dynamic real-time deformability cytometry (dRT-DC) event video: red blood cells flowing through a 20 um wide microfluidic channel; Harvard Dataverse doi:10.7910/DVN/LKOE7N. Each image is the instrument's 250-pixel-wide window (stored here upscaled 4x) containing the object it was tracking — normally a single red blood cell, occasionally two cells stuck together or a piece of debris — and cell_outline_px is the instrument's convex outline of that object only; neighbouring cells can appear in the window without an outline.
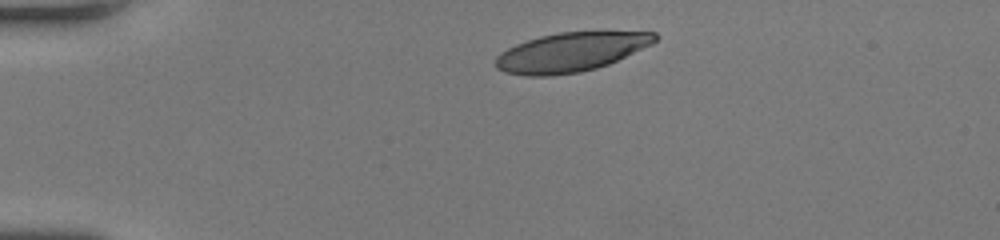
{"species": "human", "species_latin": "Homo sapiens", "temperature_condition": "room temperature", "stored_images_in_passage": 39, "camera_frame_rate_fps": 3000, "um_per_image_px": 0.085, "donor": {"sex": "female"}, "frame": {"image": 1, "passage_image": 1, "time_ms": 0.0, "image_size_px": [1000, 240], "cell_outline_px": [[660, 36], [652, 44], [608, 64], [596, 68], [580, 72], [552, 76], [528, 76], [504, 72], [496, 68], [496, 56], [500, 52], [516, 44], [540, 36], [560, 32], [656, 32]], "centroid_in_image_um": [48.5, 4.44], "position_along_channel_um": 36.5, "area_um2": 36.18}}
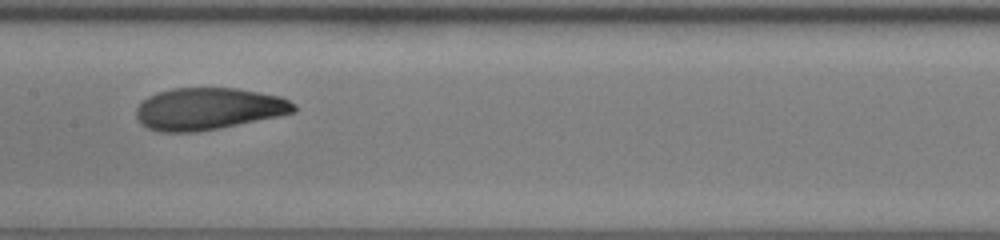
{"frame": {"image": 2, "passage_image": 16, "time_ms": 5.0, "image_size_px": [1000, 240], "cell_outline_px": [[296, 112], [220, 128], [196, 132], [156, 132], [140, 124], [136, 116], [136, 108], [148, 96], [156, 92], [172, 88], [236, 88], [260, 92], [280, 96], [296, 104]], "centroid_in_image_um": [17.69, 9.25], "position_along_channel_um": 189.7, "area_um2": 38.73}}
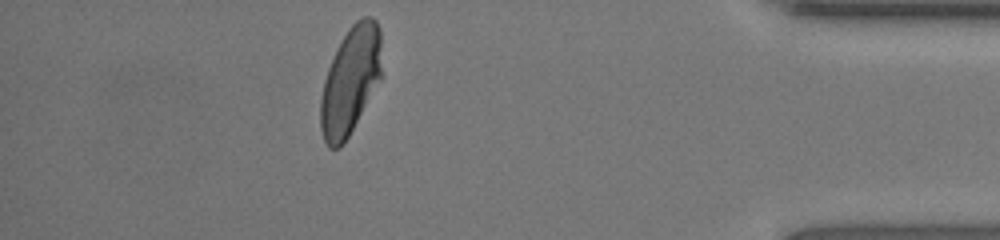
{"frame": {"image": 3, "passage_image": 34, "time_ms": 11.0, "image_size_px": [1000, 240], "cell_outline_px": [[380, 80], [348, 136], [340, 148], [328, 148], [324, 140], [320, 128], [320, 100], [324, 80], [328, 68], [336, 48], [340, 40], [348, 28], [356, 20], [364, 16], [372, 16], [376, 20], [380, 28]], "centroid_in_image_um": [29.76, 6.83], "position_along_channel_um": 405.4, "area_um2": 38.15}, "authors_computed_cell_mechanics": {"area_um2": 38.3792, "velocity_mm_per_s": 4.2682, "shape_relaxation_time_tau1_ms": 3.8633, "shape_relaxation_time_tau2_ms": 0.9429, "deformation_change_tau1": 0.1713, "deformation_change_tau2": 0.0634}}